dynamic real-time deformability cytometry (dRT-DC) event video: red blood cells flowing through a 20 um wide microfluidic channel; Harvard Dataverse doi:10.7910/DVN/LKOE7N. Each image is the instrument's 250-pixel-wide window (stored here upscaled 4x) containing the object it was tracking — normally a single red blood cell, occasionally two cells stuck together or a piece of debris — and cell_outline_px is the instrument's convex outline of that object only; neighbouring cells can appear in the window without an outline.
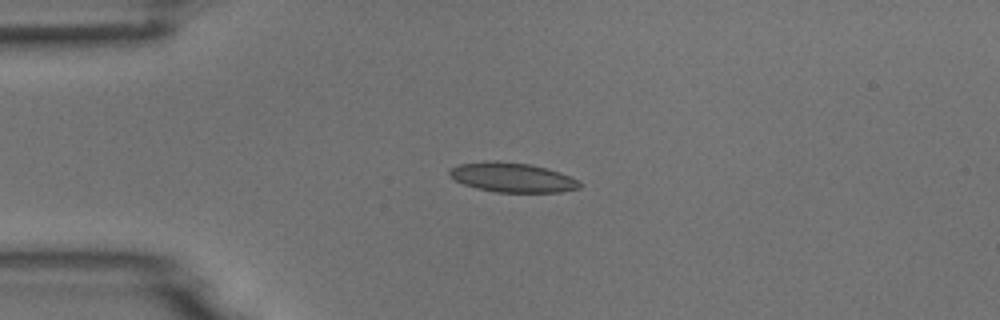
{"species": "common noctule bat (a hibernating species)", "species_latin": "Nyctalus noctula", "temperature_condition": "room temperature", "stored_images_in_passage": 5, "camera_frame_rate_fps": 3000, "um_per_image_px": 0.085, "animal": {"sex": "male", "body_mass_g": 18.8}, "frame": {"image": 1, "passage_image": 1, "time_ms": 0.0, "image_size_px": [1000, 320], "cell_outline_px": [[584, 184], [580, 188], [560, 192], [496, 192], [476, 188], [464, 184], [448, 176], [448, 168], [460, 164], [484, 160], [496, 160], [528, 164], [548, 168], [560, 172], [580, 180]], "centroid_in_image_um": [43.55, 15.07], "position_along_channel_um": 41.5, "area_um2": 22.77}}